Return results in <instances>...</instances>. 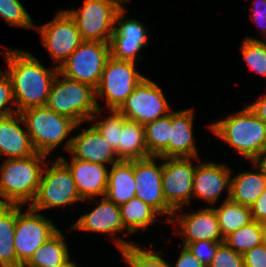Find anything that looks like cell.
<instances>
[{"instance_id": "cell-40", "label": "cell", "mask_w": 266, "mask_h": 267, "mask_svg": "<svg viewBox=\"0 0 266 267\" xmlns=\"http://www.w3.org/2000/svg\"><path fill=\"white\" fill-rule=\"evenodd\" d=\"M251 9V18L257 23V26H260V30L262 31L263 38L266 39V0H254L252 1ZM259 7V8H258Z\"/></svg>"}, {"instance_id": "cell-21", "label": "cell", "mask_w": 266, "mask_h": 267, "mask_svg": "<svg viewBox=\"0 0 266 267\" xmlns=\"http://www.w3.org/2000/svg\"><path fill=\"white\" fill-rule=\"evenodd\" d=\"M20 113L0 118V156L21 159L36 153ZM26 131V132H25Z\"/></svg>"}, {"instance_id": "cell-10", "label": "cell", "mask_w": 266, "mask_h": 267, "mask_svg": "<svg viewBox=\"0 0 266 267\" xmlns=\"http://www.w3.org/2000/svg\"><path fill=\"white\" fill-rule=\"evenodd\" d=\"M58 230L53 221L30 206L23 212L21 205H16L14 248L18 267L26 264L34 252Z\"/></svg>"}, {"instance_id": "cell-22", "label": "cell", "mask_w": 266, "mask_h": 267, "mask_svg": "<svg viewBox=\"0 0 266 267\" xmlns=\"http://www.w3.org/2000/svg\"><path fill=\"white\" fill-rule=\"evenodd\" d=\"M99 201V203H93L96 204V207L82 215L71 226V229L109 233L111 235L120 231H126L131 234L122 222L120 207L105 196L101 197Z\"/></svg>"}, {"instance_id": "cell-5", "label": "cell", "mask_w": 266, "mask_h": 267, "mask_svg": "<svg viewBox=\"0 0 266 267\" xmlns=\"http://www.w3.org/2000/svg\"><path fill=\"white\" fill-rule=\"evenodd\" d=\"M95 98V89L90 85L68 79L58 72L53 80L46 106L60 115L69 117L77 124H82L89 121L98 110Z\"/></svg>"}, {"instance_id": "cell-26", "label": "cell", "mask_w": 266, "mask_h": 267, "mask_svg": "<svg viewBox=\"0 0 266 267\" xmlns=\"http://www.w3.org/2000/svg\"><path fill=\"white\" fill-rule=\"evenodd\" d=\"M16 205L0 204V267H18L14 248Z\"/></svg>"}, {"instance_id": "cell-13", "label": "cell", "mask_w": 266, "mask_h": 267, "mask_svg": "<svg viewBox=\"0 0 266 267\" xmlns=\"http://www.w3.org/2000/svg\"><path fill=\"white\" fill-rule=\"evenodd\" d=\"M35 28L41 34L42 44L53 61L59 63L57 68L61 67L83 42L75 21L65 10L59 11L50 22Z\"/></svg>"}, {"instance_id": "cell-28", "label": "cell", "mask_w": 266, "mask_h": 267, "mask_svg": "<svg viewBox=\"0 0 266 267\" xmlns=\"http://www.w3.org/2000/svg\"><path fill=\"white\" fill-rule=\"evenodd\" d=\"M122 222L131 233L144 229L156 221L159 213L139 198H132L119 206Z\"/></svg>"}, {"instance_id": "cell-29", "label": "cell", "mask_w": 266, "mask_h": 267, "mask_svg": "<svg viewBox=\"0 0 266 267\" xmlns=\"http://www.w3.org/2000/svg\"><path fill=\"white\" fill-rule=\"evenodd\" d=\"M219 227L223 238L235 230L253 221L250 207L224 200L221 206L215 208Z\"/></svg>"}, {"instance_id": "cell-38", "label": "cell", "mask_w": 266, "mask_h": 267, "mask_svg": "<svg viewBox=\"0 0 266 267\" xmlns=\"http://www.w3.org/2000/svg\"><path fill=\"white\" fill-rule=\"evenodd\" d=\"M9 103L16 105L12 83L7 73L0 70V118L17 113V111L9 107Z\"/></svg>"}, {"instance_id": "cell-34", "label": "cell", "mask_w": 266, "mask_h": 267, "mask_svg": "<svg viewBox=\"0 0 266 267\" xmlns=\"http://www.w3.org/2000/svg\"><path fill=\"white\" fill-rule=\"evenodd\" d=\"M240 50L250 69L266 77V42L251 36L245 37Z\"/></svg>"}, {"instance_id": "cell-20", "label": "cell", "mask_w": 266, "mask_h": 267, "mask_svg": "<svg viewBox=\"0 0 266 267\" xmlns=\"http://www.w3.org/2000/svg\"><path fill=\"white\" fill-rule=\"evenodd\" d=\"M192 110V108H189L170 113L168 158L183 157L200 160L197 147L194 143V113Z\"/></svg>"}, {"instance_id": "cell-33", "label": "cell", "mask_w": 266, "mask_h": 267, "mask_svg": "<svg viewBox=\"0 0 266 267\" xmlns=\"http://www.w3.org/2000/svg\"><path fill=\"white\" fill-rule=\"evenodd\" d=\"M111 114L107 118L98 119V115L102 113V110L98 109L91 117L89 121L95 120L92 125L109 143V145L115 150L118 157V141L120 137V131L122 130L123 123L127 120L126 117L121 115L116 110H111ZM97 118V119H96Z\"/></svg>"}, {"instance_id": "cell-43", "label": "cell", "mask_w": 266, "mask_h": 267, "mask_svg": "<svg viewBox=\"0 0 266 267\" xmlns=\"http://www.w3.org/2000/svg\"><path fill=\"white\" fill-rule=\"evenodd\" d=\"M249 108L266 124V95H261Z\"/></svg>"}, {"instance_id": "cell-36", "label": "cell", "mask_w": 266, "mask_h": 267, "mask_svg": "<svg viewBox=\"0 0 266 267\" xmlns=\"http://www.w3.org/2000/svg\"><path fill=\"white\" fill-rule=\"evenodd\" d=\"M208 267H244V258L242 254L235 252L222 242L217 247L215 256Z\"/></svg>"}, {"instance_id": "cell-1", "label": "cell", "mask_w": 266, "mask_h": 267, "mask_svg": "<svg viewBox=\"0 0 266 267\" xmlns=\"http://www.w3.org/2000/svg\"><path fill=\"white\" fill-rule=\"evenodd\" d=\"M3 55L8 69L16 111L45 106L58 68L50 71L30 52L4 48Z\"/></svg>"}, {"instance_id": "cell-44", "label": "cell", "mask_w": 266, "mask_h": 267, "mask_svg": "<svg viewBox=\"0 0 266 267\" xmlns=\"http://www.w3.org/2000/svg\"><path fill=\"white\" fill-rule=\"evenodd\" d=\"M262 168L266 177V153L255 161Z\"/></svg>"}, {"instance_id": "cell-11", "label": "cell", "mask_w": 266, "mask_h": 267, "mask_svg": "<svg viewBox=\"0 0 266 267\" xmlns=\"http://www.w3.org/2000/svg\"><path fill=\"white\" fill-rule=\"evenodd\" d=\"M163 91L154 81L145 77L117 110L128 120L145 125L171 113Z\"/></svg>"}, {"instance_id": "cell-45", "label": "cell", "mask_w": 266, "mask_h": 267, "mask_svg": "<svg viewBox=\"0 0 266 267\" xmlns=\"http://www.w3.org/2000/svg\"><path fill=\"white\" fill-rule=\"evenodd\" d=\"M57 267H77V265L75 262H72L69 258L67 261H65L63 264H61Z\"/></svg>"}, {"instance_id": "cell-42", "label": "cell", "mask_w": 266, "mask_h": 267, "mask_svg": "<svg viewBox=\"0 0 266 267\" xmlns=\"http://www.w3.org/2000/svg\"><path fill=\"white\" fill-rule=\"evenodd\" d=\"M174 266L175 267H206L185 246H182L180 256L178 257L177 262Z\"/></svg>"}, {"instance_id": "cell-23", "label": "cell", "mask_w": 266, "mask_h": 267, "mask_svg": "<svg viewBox=\"0 0 266 267\" xmlns=\"http://www.w3.org/2000/svg\"><path fill=\"white\" fill-rule=\"evenodd\" d=\"M134 160H120L109 170L105 197L120 206L135 198Z\"/></svg>"}, {"instance_id": "cell-39", "label": "cell", "mask_w": 266, "mask_h": 267, "mask_svg": "<svg viewBox=\"0 0 266 267\" xmlns=\"http://www.w3.org/2000/svg\"><path fill=\"white\" fill-rule=\"evenodd\" d=\"M243 258L244 267H266V245L262 243L248 250L243 254Z\"/></svg>"}, {"instance_id": "cell-12", "label": "cell", "mask_w": 266, "mask_h": 267, "mask_svg": "<svg viewBox=\"0 0 266 267\" xmlns=\"http://www.w3.org/2000/svg\"><path fill=\"white\" fill-rule=\"evenodd\" d=\"M162 159V191L166 203L174 214L183 210V205L190 204L193 194V177L196 165L192 158Z\"/></svg>"}, {"instance_id": "cell-18", "label": "cell", "mask_w": 266, "mask_h": 267, "mask_svg": "<svg viewBox=\"0 0 266 267\" xmlns=\"http://www.w3.org/2000/svg\"><path fill=\"white\" fill-rule=\"evenodd\" d=\"M173 214L169 223L179 224V231L184 238L182 246L200 240L223 242L219 222L214 208H204L194 213Z\"/></svg>"}, {"instance_id": "cell-41", "label": "cell", "mask_w": 266, "mask_h": 267, "mask_svg": "<svg viewBox=\"0 0 266 267\" xmlns=\"http://www.w3.org/2000/svg\"><path fill=\"white\" fill-rule=\"evenodd\" d=\"M253 220L263 223L266 222V189L258 197L255 203L250 206Z\"/></svg>"}, {"instance_id": "cell-19", "label": "cell", "mask_w": 266, "mask_h": 267, "mask_svg": "<svg viewBox=\"0 0 266 267\" xmlns=\"http://www.w3.org/2000/svg\"><path fill=\"white\" fill-rule=\"evenodd\" d=\"M58 158L69 168L83 201L105 196L109 175L105 165L79 159H71L70 162L62 156Z\"/></svg>"}, {"instance_id": "cell-37", "label": "cell", "mask_w": 266, "mask_h": 267, "mask_svg": "<svg viewBox=\"0 0 266 267\" xmlns=\"http://www.w3.org/2000/svg\"><path fill=\"white\" fill-rule=\"evenodd\" d=\"M221 243L222 242L200 240L193 243H187L185 247L196 256L202 264L208 267L215 256L217 247Z\"/></svg>"}, {"instance_id": "cell-15", "label": "cell", "mask_w": 266, "mask_h": 267, "mask_svg": "<svg viewBox=\"0 0 266 267\" xmlns=\"http://www.w3.org/2000/svg\"><path fill=\"white\" fill-rule=\"evenodd\" d=\"M123 7L116 13L114 31L110 40L111 56L118 60H143L139 51L148 45V30L136 19L126 18ZM117 23V25H116Z\"/></svg>"}, {"instance_id": "cell-47", "label": "cell", "mask_w": 266, "mask_h": 267, "mask_svg": "<svg viewBox=\"0 0 266 267\" xmlns=\"http://www.w3.org/2000/svg\"><path fill=\"white\" fill-rule=\"evenodd\" d=\"M19 267H28L26 264H21Z\"/></svg>"}, {"instance_id": "cell-4", "label": "cell", "mask_w": 266, "mask_h": 267, "mask_svg": "<svg viewBox=\"0 0 266 267\" xmlns=\"http://www.w3.org/2000/svg\"><path fill=\"white\" fill-rule=\"evenodd\" d=\"M37 153L49 156L81 124L60 115L46 105L20 112Z\"/></svg>"}, {"instance_id": "cell-25", "label": "cell", "mask_w": 266, "mask_h": 267, "mask_svg": "<svg viewBox=\"0 0 266 267\" xmlns=\"http://www.w3.org/2000/svg\"><path fill=\"white\" fill-rule=\"evenodd\" d=\"M145 143L144 125L126 120L118 141L119 160L132 161L149 157Z\"/></svg>"}, {"instance_id": "cell-16", "label": "cell", "mask_w": 266, "mask_h": 267, "mask_svg": "<svg viewBox=\"0 0 266 267\" xmlns=\"http://www.w3.org/2000/svg\"><path fill=\"white\" fill-rule=\"evenodd\" d=\"M231 169L226 164L205 161L196 164L193 177L192 197L215 204L219 200L224 189L228 192L226 200L230 198Z\"/></svg>"}, {"instance_id": "cell-35", "label": "cell", "mask_w": 266, "mask_h": 267, "mask_svg": "<svg viewBox=\"0 0 266 267\" xmlns=\"http://www.w3.org/2000/svg\"><path fill=\"white\" fill-rule=\"evenodd\" d=\"M0 16L11 26L32 29L34 22L19 0H0Z\"/></svg>"}, {"instance_id": "cell-9", "label": "cell", "mask_w": 266, "mask_h": 267, "mask_svg": "<svg viewBox=\"0 0 266 267\" xmlns=\"http://www.w3.org/2000/svg\"><path fill=\"white\" fill-rule=\"evenodd\" d=\"M110 56V43L83 41L58 71L68 79L96 89Z\"/></svg>"}, {"instance_id": "cell-31", "label": "cell", "mask_w": 266, "mask_h": 267, "mask_svg": "<svg viewBox=\"0 0 266 267\" xmlns=\"http://www.w3.org/2000/svg\"><path fill=\"white\" fill-rule=\"evenodd\" d=\"M145 143L150 156L168 158L170 113L144 125Z\"/></svg>"}, {"instance_id": "cell-24", "label": "cell", "mask_w": 266, "mask_h": 267, "mask_svg": "<svg viewBox=\"0 0 266 267\" xmlns=\"http://www.w3.org/2000/svg\"><path fill=\"white\" fill-rule=\"evenodd\" d=\"M257 172H240L231 177L230 200L243 206H252L266 189V177L255 161Z\"/></svg>"}, {"instance_id": "cell-3", "label": "cell", "mask_w": 266, "mask_h": 267, "mask_svg": "<svg viewBox=\"0 0 266 267\" xmlns=\"http://www.w3.org/2000/svg\"><path fill=\"white\" fill-rule=\"evenodd\" d=\"M47 156L35 153L6 159L0 166V204L23 205L34 201Z\"/></svg>"}, {"instance_id": "cell-30", "label": "cell", "mask_w": 266, "mask_h": 267, "mask_svg": "<svg viewBox=\"0 0 266 267\" xmlns=\"http://www.w3.org/2000/svg\"><path fill=\"white\" fill-rule=\"evenodd\" d=\"M113 242L130 267H172L159 252L140 248V243L135 245L117 237Z\"/></svg>"}, {"instance_id": "cell-27", "label": "cell", "mask_w": 266, "mask_h": 267, "mask_svg": "<svg viewBox=\"0 0 266 267\" xmlns=\"http://www.w3.org/2000/svg\"><path fill=\"white\" fill-rule=\"evenodd\" d=\"M65 236L60 230L42 244L26 263L28 267H57L70 258Z\"/></svg>"}, {"instance_id": "cell-14", "label": "cell", "mask_w": 266, "mask_h": 267, "mask_svg": "<svg viewBox=\"0 0 266 267\" xmlns=\"http://www.w3.org/2000/svg\"><path fill=\"white\" fill-rule=\"evenodd\" d=\"M158 156L134 160L135 197L154 208L159 214H167L169 222L174 210L166 203L162 191V163L155 162Z\"/></svg>"}, {"instance_id": "cell-17", "label": "cell", "mask_w": 266, "mask_h": 267, "mask_svg": "<svg viewBox=\"0 0 266 267\" xmlns=\"http://www.w3.org/2000/svg\"><path fill=\"white\" fill-rule=\"evenodd\" d=\"M64 149L70 152L71 159L105 165L119 162L115 150L104 137L93 127L79 132L76 136L68 137Z\"/></svg>"}, {"instance_id": "cell-2", "label": "cell", "mask_w": 266, "mask_h": 267, "mask_svg": "<svg viewBox=\"0 0 266 267\" xmlns=\"http://www.w3.org/2000/svg\"><path fill=\"white\" fill-rule=\"evenodd\" d=\"M208 127L251 162L266 153V124L249 106Z\"/></svg>"}, {"instance_id": "cell-32", "label": "cell", "mask_w": 266, "mask_h": 267, "mask_svg": "<svg viewBox=\"0 0 266 267\" xmlns=\"http://www.w3.org/2000/svg\"><path fill=\"white\" fill-rule=\"evenodd\" d=\"M223 242L235 252L243 255L248 250L263 243L262 225L253 220L249 224L225 236Z\"/></svg>"}, {"instance_id": "cell-46", "label": "cell", "mask_w": 266, "mask_h": 267, "mask_svg": "<svg viewBox=\"0 0 266 267\" xmlns=\"http://www.w3.org/2000/svg\"><path fill=\"white\" fill-rule=\"evenodd\" d=\"M261 225H262L263 243L266 245V222L261 223Z\"/></svg>"}, {"instance_id": "cell-6", "label": "cell", "mask_w": 266, "mask_h": 267, "mask_svg": "<svg viewBox=\"0 0 266 267\" xmlns=\"http://www.w3.org/2000/svg\"><path fill=\"white\" fill-rule=\"evenodd\" d=\"M121 0H85L78 10H65L75 21L83 41L110 43Z\"/></svg>"}, {"instance_id": "cell-8", "label": "cell", "mask_w": 266, "mask_h": 267, "mask_svg": "<svg viewBox=\"0 0 266 267\" xmlns=\"http://www.w3.org/2000/svg\"><path fill=\"white\" fill-rule=\"evenodd\" d=\"M46 164L42 171L37 195L30 207L40 212L83 201L69 168L59 158L54 160L50 167Z\"/></svg>"}, {"instance_id": "cell-7", "label": "cell", "mask_w": 266, "mask_h": 267, "mask_svg": "<svg viewBox=\"0 0 266 267\" xmlns=\"http://www.w3.org/2000/svg\"><path fill=\"white\" fill-rule=\"evenodd\" d=\"M135 62L118 60L110 56L103 69L100 82L95 89L98 109H102L97 101L98 97L106 102L111 110H118L135 87L145 78L135 66Z\"/></svg>"}]
</instances>
